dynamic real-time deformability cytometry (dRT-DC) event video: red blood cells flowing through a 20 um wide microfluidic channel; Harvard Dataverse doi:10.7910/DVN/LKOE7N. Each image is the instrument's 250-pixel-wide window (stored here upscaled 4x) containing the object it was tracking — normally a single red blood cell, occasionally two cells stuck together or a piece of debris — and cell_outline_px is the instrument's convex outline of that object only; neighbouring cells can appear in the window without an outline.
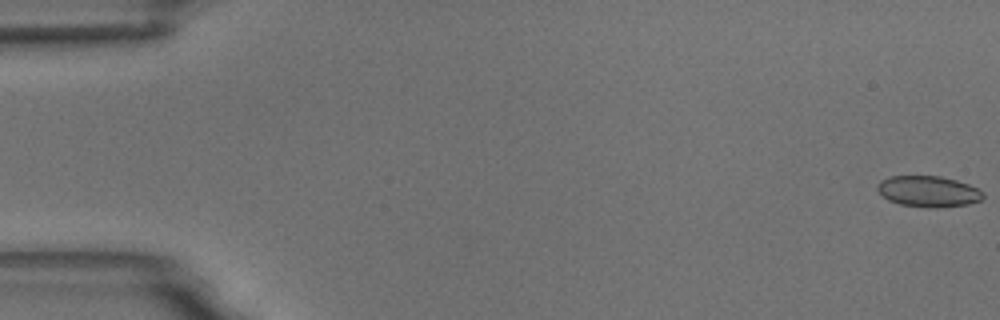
{"species": "common noctule bat (a hibernating species)", "species_latin": "Nyctalus noctula", "temperature_condition": "room temperature", "stored_images_in_passage": 8, "camera_frame_rate_fps": 3000, "um_per_image_px": 0.085, "animal": {"sex": "male", "body_mass_g": 18.8}, "frame": {"image": 1, "passage_image": 1, "time_ms": 0.0, "image_size_px": [1000, 320], "cell_outline_px": [[984, 196], [980, 200], [968, 204], [936, 208], [928, 208], [900, 204], [888, 200], [876, 188], [876, 184], [880, 180], [888, 176], [940, 176], [956, 180], [968, 184], [984, 192]], "centroid_in_image_um": [78.89, 16.27], "position_along_channel_um": 6.1, "area_um2": 19.13}}
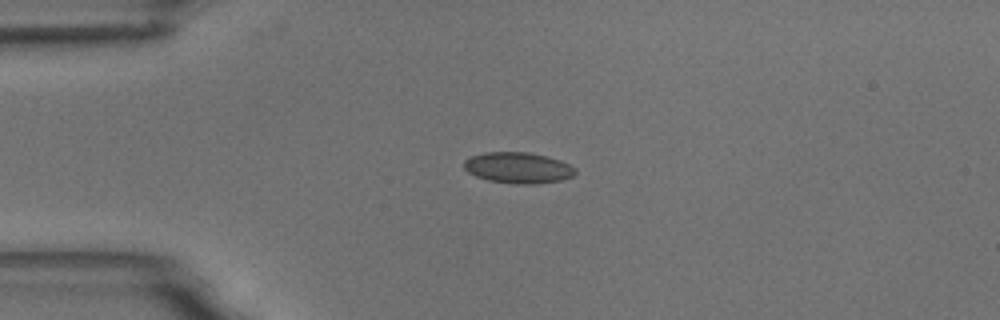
{"frame": {"image": 2, "passage_image": 5, "time_ms": 4.333, "image_size_px": [1000, 320], "cell_outline_px": [[576, 172], [572, 176], [560, 180], [536, 184], [512, 184], [488, 180], [476, 176], [468, 172], [464, 168], [464, 160], [472, 156], [484, 152], [528, 152], [560, 160], [576, 168]], "centroid_in_image_um": [44.02, 14.26], "position_along_channel_um": 41.0, "area_um2": 20.06}}